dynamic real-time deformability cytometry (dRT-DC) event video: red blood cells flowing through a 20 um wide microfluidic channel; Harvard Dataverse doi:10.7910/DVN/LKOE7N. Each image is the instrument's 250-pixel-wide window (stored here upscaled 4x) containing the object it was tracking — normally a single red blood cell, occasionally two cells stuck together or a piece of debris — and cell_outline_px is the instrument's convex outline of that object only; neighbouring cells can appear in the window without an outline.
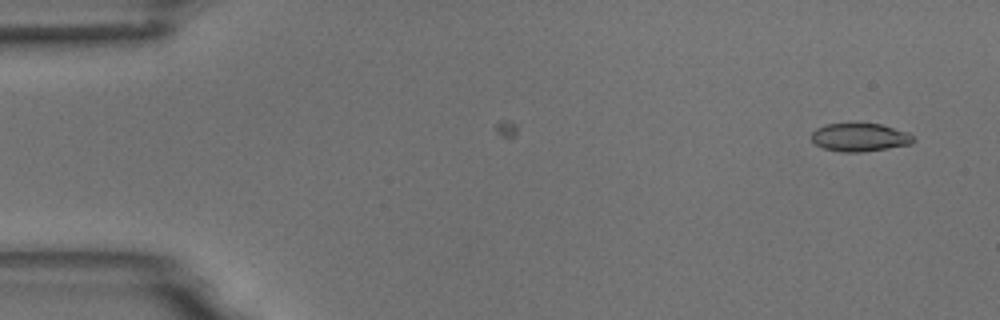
{"species": "common noctule bat (a hibernating species)", "species_latin": "Nyctalus noctula", "temperature_condition": "room temperature", "stored_images_in_passage": 3, "camera_frame_rate_fps": 3000, "um_per_image_px": 0.085, "animal": {"sex": "male", "body_mass_g": 18.8}, "frame": {"image": 1, "passage_image": 3, "time_ms": 2.333, "image_size_px": [1000, 320], "cell_outline_px": [[916, 140], [912, 144], [888, 148], [860, 152], [840, 152], [824, 148], [816, 144], [808, 136], [816, 128], [828, 124], [880, 124], [908, 132]], "centroid_in_image_um": [73.07, 11.68], "position_along_channel_um": 11.9, "area_um2": 16.7}}